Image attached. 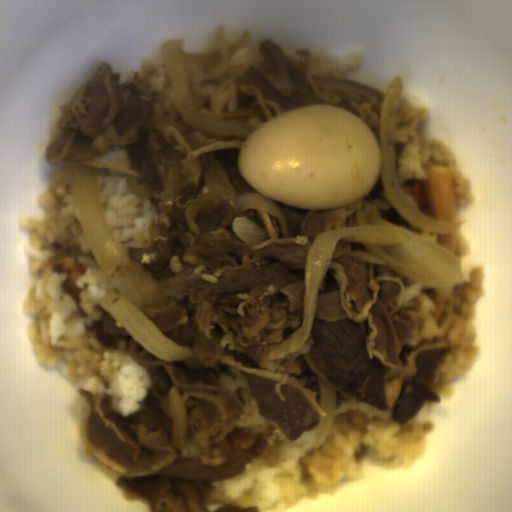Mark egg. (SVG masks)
<instances>
[{
	"instance_id": "d2b9013d",
	"label": "egg",
	"mask_w": 512,
	"mask_h": 512,
	"mask_svg": "<svg viewBox=\"0 0 512 512\" xmlns=\"http://www.w3.org/2000/svg\"><path fill=\"white\" fill-rule=\"evenodd\" d=\"M236 165L259 194L293 208H339L378 183L381 152L372 129L339 107L302 106L258 126Z\"/></svg>"
}]
</instances>
